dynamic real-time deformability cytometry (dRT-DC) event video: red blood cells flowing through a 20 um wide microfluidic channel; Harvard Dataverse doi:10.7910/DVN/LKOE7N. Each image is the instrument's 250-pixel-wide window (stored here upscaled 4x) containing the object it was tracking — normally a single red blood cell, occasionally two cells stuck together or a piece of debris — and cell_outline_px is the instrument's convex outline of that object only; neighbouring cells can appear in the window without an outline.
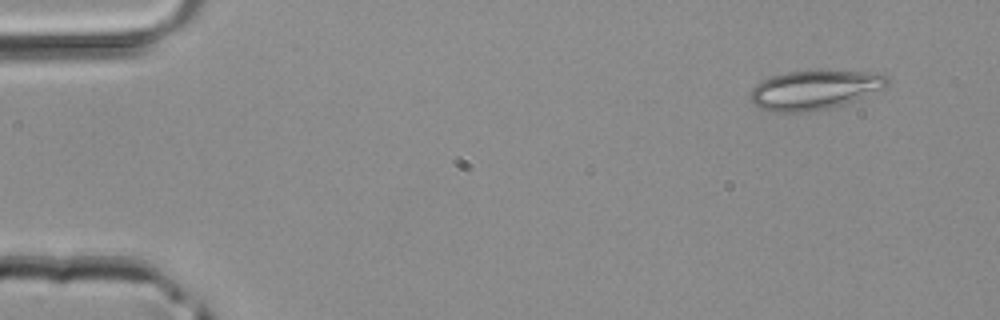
{"species": "common noctule bat (a hibernating species)", "species_latin": "Nyctalus noctula", "temperature_condition": "room temperature", "stored_images_in_passage": 4, "camera_frame_rate_fps": 3000, "um_per_image_px": 0.085, "animal": {"sex": "male", "body_mass_g": 20.4}, "frame": {"image": 1, "passage_image": 1, "time_ms": 0.0, "image_size_px": [1000, 320], "cell_outline_px": [[888, 84], [884, 88], [852, 100], [828, 108], [812, 112], [776, 112], [760, 108], [752, 104], [748, 96], [752, 88], [756, 84], [772, 76], [788, 72], [876, 72], [888, 76]], "centroid_in_image_um": [69.17, 7.66], "position_along_channel_um": 15.8, "area_um2": 30.69}}